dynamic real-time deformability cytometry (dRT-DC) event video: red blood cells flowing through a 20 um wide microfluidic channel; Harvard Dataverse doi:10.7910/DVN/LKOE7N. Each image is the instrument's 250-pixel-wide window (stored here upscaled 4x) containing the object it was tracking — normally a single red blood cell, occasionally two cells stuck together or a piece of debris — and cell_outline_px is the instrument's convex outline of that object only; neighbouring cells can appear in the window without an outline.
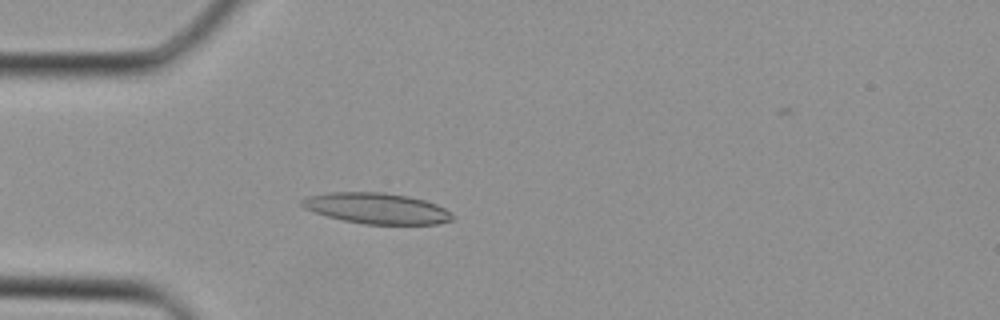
{"species": "Egyptian fruit bat (a non-hibernating species)", "species_latin": "Rousettus aegyptiacus", "temperature_condition": "cold", "stored_images_in_passage": 25, "camera_frame_rate_fps": 3000, "um_per_image_px": 0.085, "animal": {"sex": "female"}, "frame": {"image": 1, "passage_image": 4, "time_ms": 1.0, "image_size_px": [1000, 320], "cell_outline_px": [[456, 216], [452, 220], [436, 224], [364, 224], [344, 220], [328, 216], [304, 208], [300, 204], [300, 200], [308, 196], [328, 192], [384, 192], [408, 196], [424, 200], [436, 204], [444, 208]], "centroid_in_image_um": [32.03, 17.7], "position_along_channel_um": 53.0, "area_um2": 26.99}}
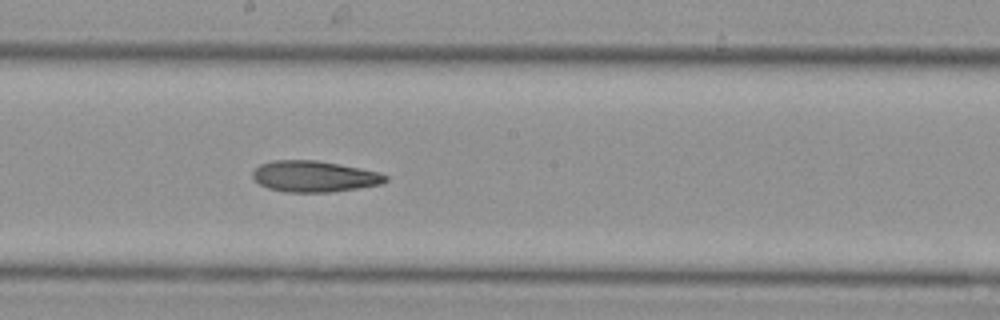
{"frame": {"image": 2, "passage_image": 14, "time_ms": 4.333, "image_size_px": [1000, 320], "cell_outline_px": [[388, 180], [380, 184], [356, 188], [328, 192], [284, 192], [268, 188], [260, 184], [252, 176], [252, 172], [260, 164], [272, 160], [316, 160], [376, 172], [388, 176]], "centroid_in_image_um": [26.65, 14.99], "position_along_channel_um": 221.6, "area_um2": 23.7}}
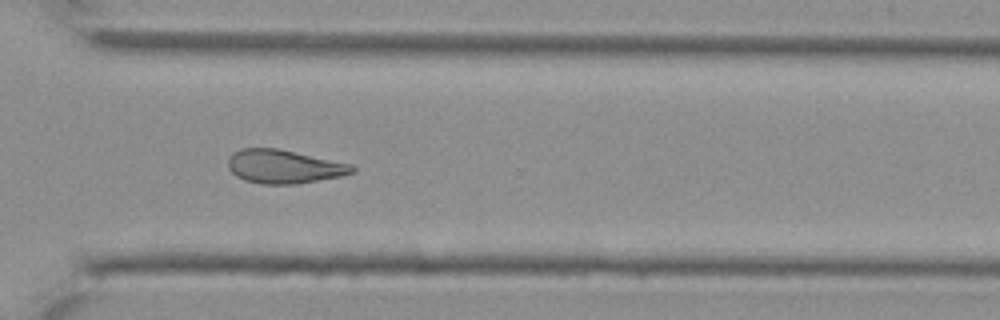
{"frame": {"image": 3, "passage_image": 21, "time_ms": 6.667, "image_size_px": [1000, 320], "cell_outline_px": [[356, 168], [352, 172], [340, 176], [296, 184], [260, 184], [244, 180], [236, 176], [228, 168], [228, 160], [240, 148], [276, 148], [352, 164]], "centroid_in_image_um": [24.12, 14.16], "position_along_channel_um": 346.5, "area_um2": 24.04}}